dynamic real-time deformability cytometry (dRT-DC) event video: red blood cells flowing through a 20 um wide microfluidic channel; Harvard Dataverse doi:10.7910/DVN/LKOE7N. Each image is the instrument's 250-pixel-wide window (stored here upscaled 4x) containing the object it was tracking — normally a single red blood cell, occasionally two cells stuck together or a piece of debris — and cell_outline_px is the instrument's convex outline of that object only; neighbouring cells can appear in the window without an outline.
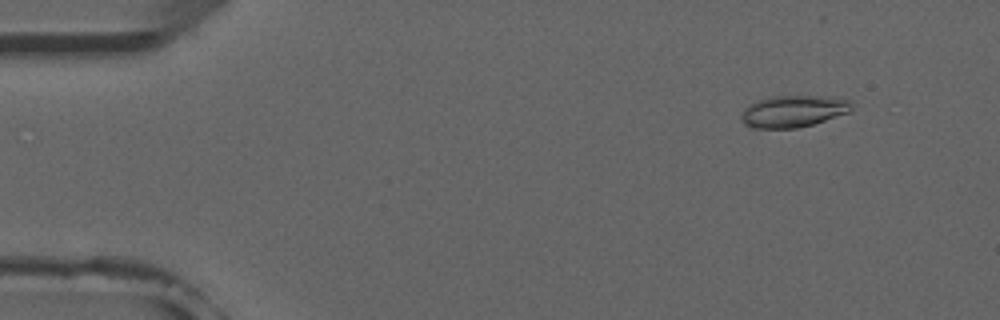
{"species": "common noctule bat (a hibernating species)", "species_latin": "Nyctalus noctula", "temperature_condition": "room temperature", "stored_images_in_passage": 5, "camera_frame_rate_fps": 3000, "um_per_image_px": 0.085, "animal": {"sex": "male", "forearm_length_mm": 52.5}, "frame": {"image": 1, "passage_image": 2, "time_ms": 2.0, "image_size_px": [1000, 320], "cell_outline_px": [[852, 108], [848, 112], [812, 124], [796, 128], [752, 128], [744, 124], [740, 116], [744, 108], [760, 100], [772, 96], [840, 96], [848, 100], [852, 104]], "centroid_in_image_um": [67.44, 9.45], "position_along_channel_um": 17.6, "area_um2": 20.35}}